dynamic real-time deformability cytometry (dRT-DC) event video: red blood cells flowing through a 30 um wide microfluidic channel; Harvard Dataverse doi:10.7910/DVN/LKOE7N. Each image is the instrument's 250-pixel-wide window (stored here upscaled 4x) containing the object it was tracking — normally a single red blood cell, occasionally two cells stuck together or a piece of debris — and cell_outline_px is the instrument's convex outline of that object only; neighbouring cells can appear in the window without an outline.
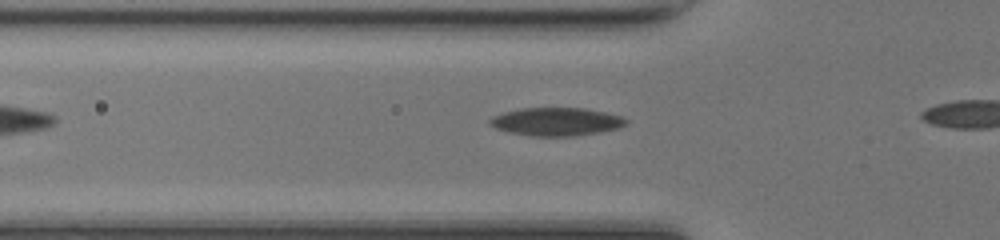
{"species": "common noctule bat (a hibernating species)", "species_latin": "Nyctalus noctula", "temperature_condition": "room temperature", "stored_images_in_passage": 7, "camera_frame_rate_fps": 3000, "um_per_image_px": 0.085, "animal": {"sex": "female", "body_mass_g": 17.0, "forearm_length_mm": 48.0}, "frame": {"image": 1, "passage_image": 2, "time_ms": 0.333, "image_size_px": [1000, 240], "cell_outline_px": [[628, 124], [620, 128], [600, 132], [572, 136], [532, 136], [508, 132], [496, 128], [488, 124], [488, 120], [492, 116], [504, 112], [520, 108], [584, 108], [604, 112], [620, 116], [628, 120]], "centroid_in_image_um": [47.28, 10.34], "position_along_channel_um": 78.5, "area_um2": 22.43}}
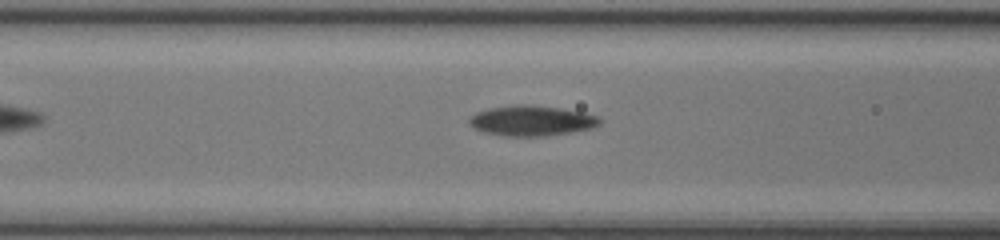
{"frame": {"image": 2, "passage_image": 5, "time_ms": 1.333, "image_size_px": [1000, 240], "cell_outline_px": [[600, 124], [592, 128], [572, 132], [548, 136], [504, 136], [484, 132], [468, 124], [468, 120], [476, 112], [488, 108], [516, 104], [532, 104], [560, 108], [584, 112], [600, 116]], "centroid_in_image_um": [45.2, 10.25], "position_along_channel_um": 121.4, "area_um2": 23.29}}